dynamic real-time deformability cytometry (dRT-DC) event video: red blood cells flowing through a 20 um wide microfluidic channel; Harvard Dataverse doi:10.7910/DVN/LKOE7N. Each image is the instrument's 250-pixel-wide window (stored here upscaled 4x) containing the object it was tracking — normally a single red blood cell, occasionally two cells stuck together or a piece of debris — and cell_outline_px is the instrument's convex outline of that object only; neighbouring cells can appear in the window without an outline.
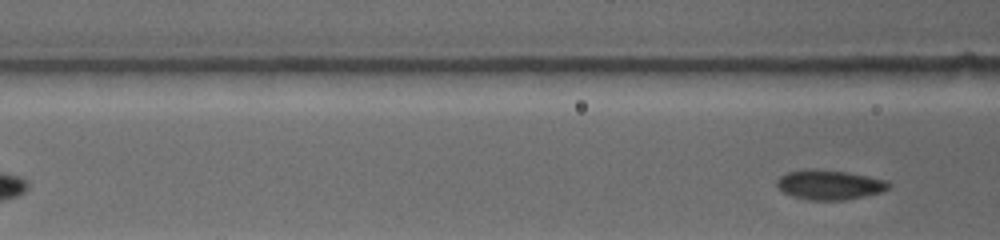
{"species": "common noctule bat (a hibernating species)", "species_latin": "Nyctalus noctula", "temperature_condition": "warm", "stored_images_in_passage": 6, "segment_of_instrument_passage": [2, 2], "camera_frame_rate_fps": 4500, "um_per_image_px": 0.085, "animal": {"sex": "female", "body_mass_g": 19.0, "forearm_length_mm": 53.3}, "frame": {"image": 1, "passage_image": 6, "time_ms": 4.444, "image_size_px": [1000, 240], "cell_outline_px": [[892, 184], [888, 188], [880, 192], [864, 196], [844, 200], [808, 200], [792, 196], [784, 192], [776, 184], [776, 180], [780, 176], [788, 172], [808, 168], [812, 168], [848, 172], [888, 180]], "centroid_in_image_um": [70.5, 15.69], "position_along_channel_um": 96.1, "area_um2": 19.42}}